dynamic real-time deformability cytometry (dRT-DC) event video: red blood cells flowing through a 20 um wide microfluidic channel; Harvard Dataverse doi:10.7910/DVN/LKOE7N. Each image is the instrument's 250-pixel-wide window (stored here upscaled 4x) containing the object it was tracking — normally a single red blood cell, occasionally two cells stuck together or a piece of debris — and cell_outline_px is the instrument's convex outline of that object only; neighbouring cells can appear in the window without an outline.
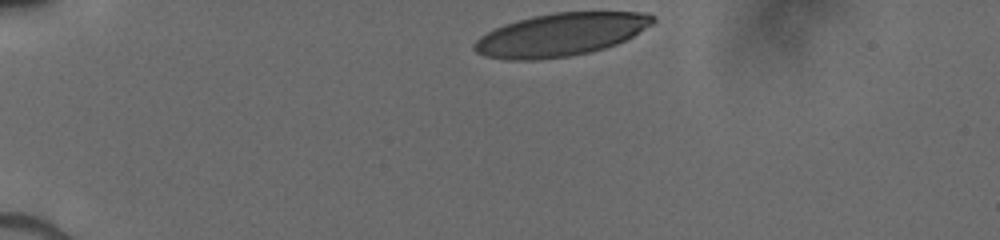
{"species": "human", "species_latin": "Homo sapiens", "temperature_condition": "cold", "stored_images_in_passage": 32, "camera_frame_rate_fps": 3000, "um_per_image_px": 0.085, "donor": {"sex": "male"}, "frame": {"image": 1, "passage_image": 1, "time_ms": 0.0, "image_size_px": [1000, 240], "cell_outline_px": [[656, 20], [652, 24], [632, 36], [616, 44], [604, 48], [588, 52], [568, 56], [540, 60], [508, 60], [484, 56], [476, 52], [472, 48], [472, 44], [480, 36], [504, 24], [532, 16], [556, 12], [648, 12], [656, 16]], "centroid_in_image_um": [47.64, 2.94], "position_along_channel_um": 37.4, "area_um2": 44.62}}
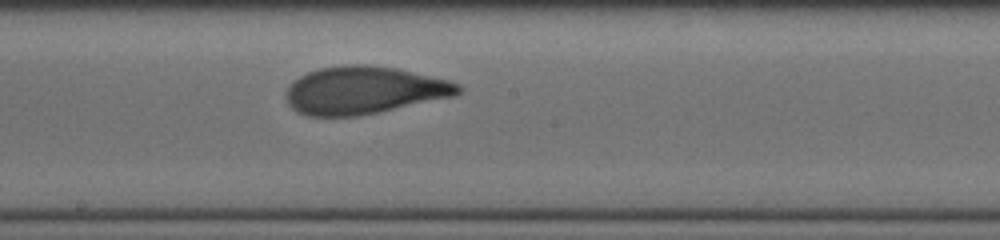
{"frame": {"image": 2, "passage_image": 19, "time_ms": 6.0, "image_size_px": [1000, 240], "cell_outline_px": [[464, 88], [456, 96], [380, 112], [356, 116], [308, 116], [296, 112], [288, 104], [288, 88], [300, 76], [308, 72], [320, 68], [344, 64], [364, 64], [396, 68], [448, 80], [460, 84]], "centroid_in_image_um": [30.98, 7.68], "position_along_channel_um": 217.2, "area_um2": 47.74}}
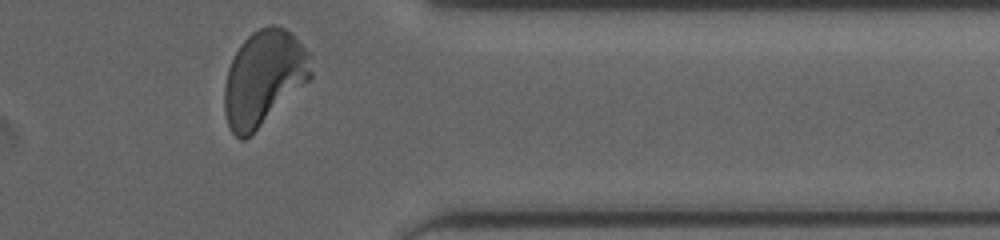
{"frame": {"image": 3, "passage_image": 32, "time_ms": 10.333, "image_size_px": [1000, 240], "cell_outline_px": [[312, 76], [308, 80], [244, 140], [240, 140], [232, 132], [228, 124], [224, 112], [224, 84], [228, 68], [240, 44], [252, 32], [268, 24], [272, 24], [284, 28], [292, 32], [308, 52], [312, 72]], "centroid_in_image_um": [22.39, 6.58], "position_along_channel_um": 389.0, "area_um2": 47.22}}